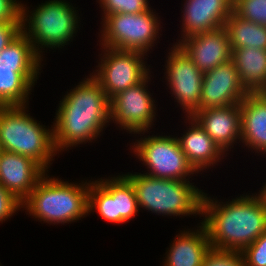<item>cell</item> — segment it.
<instances>
[{"label": "cell", "instance_id": "1", "mask_svg": "<svg viewBox=\"0 0 266 266\" xmlns=\"http://www.w3.org/2000/svg\"><path fill=\"white\" fill-rule=\"evenodd\" d=\"M58 106L51 126L58 154L71 146L96 141L105 125L111 123L110 99L91 75L70 89Z\"/></svg>", "mask_w": 266, "mask_h": 266}, {"label": "cell", "instance_id": "2", "mask_svg": "<svg viewBox=\"0 0 266 266\" xmlns=\"http://www.w3.org/2000/svg\"><path fill=\"white\" fill-rule=\"evenodd\" d=\"M202 216L200 223L216 249L242 252L266 232V210L255 194L218 202L204 193Z\"/></svg>", "mask_w": 266, "mask_h": 266}, {"label": "cell", "instance_id": "3", "mask_svg": "<svg viewBox=\"0 0 266 266\" xmlns=\"http://www.w3.org/2000/svg\"><path fill=\"white\" fill-rule=\"evenodd\" d=\"M90 181L77 184L46 173L23 201L22 208L30 216L47 224H65L81 220L88 215Z\"/></svg>", "mask_w": 266, "mask_h": 266}, {"label": "cell", "instance_id": "4", "mask_svg": "<svg viewBox=\"0 0 266 266\" xmlns=\"http://www.w3.org/2000/svg\"><path fill=\"white\" fill-rule=\"evenodd\" d=\"M124 176L132 183L138 206L162 216L202 215L204 192L189 180H171L130 173Z\"/></svg>", "mask_w": 266, "mask_h": 266}, {"label": "cell", "instance_id": "5", "mask_svg": "<svg viewBox=\"0 0 266 266\" xmlns=\"http://www.w3.org/2000/svg\"><path fill=\"white\" fill-rule=\"evenodd\" d=\"M27 108L28 105L0 106V145L3 151L32 158L48 172L57 154L53 129L40 125Z\"/></svg>", "mask_w": 266, "mask_h": 266}, {"label": "cell", "instance_id": "6", "mask_svg": "<svg viewBox=\"0 0 266 266\" xmlns=\"http://www.w3.org/2000/svg\"><path fill=\"white\" fill-rule=\"evenodd\" d=\"M25 6L23 3L21 32L30 40L42 59L41 52L45 47L62 49L69 41L72 42L80 23L78 10L72 3L66 0H49L31 12Z\"/></svg>", "mask_w": 266, "mask_h": 266}, {"label": "cell", "instance_id": "7", "mask_svg": "<svg viewBox=\"0 0 266 266\" xmlns=\"http://www.w3.org/2000/svg\"><path fill=\"white\" fill-rule=\"evenodd\" d=\"M43 59L21 32L0 52V106H27Z\"/></svg>", "mask_w": 266, "mask_h": 266}, {"label": "cell", "instance_id": "8", "mask_svg": "<svg viewBox=\"0 0 266 266\" xmlns=\"http://www.w3.org/2000/svg\"><path fill=\"white\" fill-rule=\"evenodd\" d=\"M159 18L151 7L139 14L107 15L101 21L103 28L100 30L99 44L103 47L140 51L147 55L159 38V31L162 28Z\"/></svg>", "mask_w": 266, "mask_h": 266}, {"label": "cell", "instance_id": "9", "mask_svg": "<svg viewBox=\"0 0 266 266\" xmlns=\"http://www.w3.org/2000/svg\"><path fill=\"white\" fill-rule=\"evenodd\" d=\"M136 141L132 150L149 169L144 174L161 179L190 180L191 175L197 173L181 150L177 137L149 134Z\"/></svg>", "mask_w": 266, "mask_h": 266}, {"label": "cell", "instance_id": "10", "mask_svg": "<svg viewBox=\"0 0 266 266\" xmlns=\"http://www.w3.org/2000/svg\"><path fill=\"white\" fill-rule=\"evenodd\" d=\"M100 62L90 75L101 85L109 99L142 82L150 69L143 59L145 53L101 46ZM103 54V55H102ZM95 72V73H94Z\"/></svg>", "mask_w": 266, "mask_h": 266}, {"label": "cell", "instance_id": "11", "mask_svg": "<svg viewBox=\"0 0 266 266\" xmlns=\"http://www.w3.org/2000/svg\"><path fill=\"white\" fill-rule=\"evenodd\" d=\"M95 209L108 223L121 224L135 218L140 208L132 183L123 174L90 180L88 214Z\"/></svg>", "mask_w": 266, "mask_h": 266}, {"label": "cell", "instance_id": "12", "mask_svg": "<svg viewBox=\"0 0 266 266\" xmlns=\"http://www.w3.org/2000/svg\"><path fill=\"white\" fill-rule=\"evenodd\" d=\"M150 76L110 99V121L129 134L143 136L152 128L156 118L153 95L148 90ZM147 85V86H146ZM143 134V135H141Z\"/></svg>", "mask_w": 266, "mask_h": 266}, {"label": "cell", "instance_id": "13", "mask_svg": "<svg viewBox=\"0 0 266 266\" xmlns=\"http://www.w3.org/2000/svg\"><path fill=\"white\" fill-rule=\"evenodd\" d=\"M169 50L165 64L167 86L185 115L191 116L200 107L203 73L178 45Z\"/></svg>", "mask_w": 266, "mask_h": 266}, {"label": "cell", "instance_id": "14", "mask_svg": "<svg viewBox=\"0 0 266 266\" xmlns=\"http://www.w3.org/2000/svg\"><path fill=\"white\" fill-rule=\"evenodd\" d=\"M248 93L240 83L232 59L203 73L200 107L197 110L240 104Z\"/></svg>", "mask_w": 266, "mask_h": 266}, {"label": "cell", "instance_id": "15", "mask_svg": "<svg viewBox=\"0 0 266 266\" xmlns=\"http://www.w3.org/2000/svg\"><path fill=\"white\" fill-rule=\"evenodd\" d=\"M202 72H208L231 59L232 51L224 26L189 36L177 44Z\"/></svg>", "mask_w": 266, "mask_h": 266}, {"label": "cell", "instance_id": "16", "mask_svg": "<svg viewBox=\"0 0 266 266\" xmlns=\"http://www.w3.org/2000/svg\"><path fill=\"white\" fill-rule=\"evenodd\" d=\"M182 11V39L218 29L232 13L233 0H186Z\"/></svg>", "mask_w": 266, "mask_h": 266}, {"label": "cell", "instance_id": "17", "mask_svg": "<svg viewBox=\"0 0 266 266\" xmlns=\"http://www.w3.org/2000/svg\"><path fill=\"white\" fill-rule=\"evenodd\" d=\"M46 173L28 156L3 151L0 157V183L22 202Z\"/></svg>", "mask_w": 266, "mask_h": 266}, {"label": "cell", "instance_id": "18", "mask_svg": "<svg viewBox=\"0 0 266 266\" xmlns=\"http://www.w3.org/2000/svg\"><path fill=\"white\" fill-rule=\"evenodd\" d=\"M191 116L224 152L241 141L240 104L196 110Z\"/></svg>", "mask_w": 266, "mask_h": 266}, {"label": "cell", "instance_id": "19", "mask_svg": "<svg viewBox=\"0 0 266 266\" xmlns=\"http://www.w3.org/2000/svg\"><path fill=\"white\" fill-rule=\"evenodd\" d=\"M186 118L191 126L177 139L189 164L198 174L220 162L226 154L192 116Z\"/></svg>", "mask_w": 266, "mask_h": 266}, {"label": "cell", "instance_id": "20", "mask_svg": "<svg viewBox=\"0 0 266 266\" xmlns=\"http://www.w3.org/2000/svg\"><path fill=\"white\" fill-rule=\"evenodd\" d=\"M240 111L241 142L255 154H266V93L247 94Z\"/></svg>", "mask_w": 266, "mask_h": 266}, {"label": "cell", "instance_id": "21", "mask_svg": "<svg viewBox=\"0 0 266 266\" xmlns=\"http://www.w3.org/2000/svg\"><path fill=\"white\" fill-rule=\"evenodd\" d=\"M198 226L196 230H183L175 236L163 266H202L212 246L205 226L202 223Z\"/></svg>", "mask_w": 266, "mask_h": 266}, {"label": "cell", "instance_id": "22", "mask_svg": "<svg viewBox=\"0 0 266 266\" xmlns=\"http://www.w3.org/2000/svg\"><path fill=\"white\" fill-rule=\"evenodd\" d=\"M240 83L249 93H266V50L255 47L231 49Z\"/></svg>", "mask_w": 266, "mask_h": 266}, {"label": "cell", "instance_id": "23", "mask_svg": "<svg viewBox=\"0 0 266 266\" xmlns=\"http://www.w3.org/2000/svg\"><path fill=\"white\" fill-rule=\"evenodd\" d=\"M231 49L255 47L266 50V26L256 24L233 12L224 25Z\"/></svg>", "mask_w": 266, "mask_h": 266}, {"label": "cell", "instance_id": "24", "mask_svg": "<svg viewBox=\"0 0 266 266\" xmlns=\"http://www.w3.org/2000/svg\"><path fill=\"white\" fill-rule=\"evenodd\" d=\"M232 12L240 18L266 26V0H233Z\"/></svg>", "mask_w": 266, "mask_h": 266}, {"label": "cell", "instance_id": "25", "mask_svg": "<svg viewBox=\"0 0 266 266\" xmlns=\"http://www.w3.org/2000/svg\"><path fill=\"white\" fill-rule=\"evenodd\" d=\"M104 12L101 20L114 13L139 14L150 8L148 0H98Z\"/></svg>", "mask_w": 266, "mask_h": 266}, {"label": "cell", "instance_id": "26", "mask_svg": "<svg viewBox=\"0 0 266 266\" xmlns=\"http://www.w3.org/2000/svg\"><path fill=\"white\" fill-rule=\"evenodd\" d=\"M202 266H245V262L241 251L212 247L205 256Z\"/></svg>", "mask_w": 266, "mask_h": 266}, {"label": "cell", "instance_id": "27", "mask_svg": "<svg viewBox=\"0 0 266 266\" xmlns=\"http://www.w3.org/2000/svg\"><path fill=\"white\" fill-rule=\"evenodd\" d=\"M245 266H266V232L242 251Z\"/></svg>", "mask_w": 266, "mask_h": 266}, {"label": "cell", "instance_id": "28", "mask_svg": "<svg viewBox=\"0 0 266 266\" xmlns=\"http://www.w3.org/2000/svg\"><path fill=\"white\" fill-rule=\"evenodd\" d=\"M23 202L20 201L13 193L9 192L0 183V222L3 223L9 219L18 210H21Z\"/></svg>", "mask_w": 266, "mask_h": 266}, {"label": "cell", "instance_id": "29", "mask_svg": "<svg viewBox=\"0 0 266 266\" xmlns=\"http://www.w3.org/2000/svg\"><path fill=\"white\" fill-rule=\"evenodd\" d=\"M22 3L19 0H0V22L21 23Z\"/></svg>", "mask_w": 266, "mask_h": 266}, {"label": "cell", "instance_id": "30", "mask_svg": "<svg viewBox=\"0 0 266 266\" xmlns=\"http://www.w3.org/2000/svg\"><path fill=\"white\" fill-rule=\"evenodd\" d=\"M21 33V23L0 22V52Z\"/></svg>", "mask_w": 266, "mask_h": 266}, {"label": "cell", "instance_id": "31", "mask_svg": "<svg viewBox=\"0 0 266 266\" xmlns=\"http://www.w3.org/2000/svg\"><path fill=\"white\" fill-rule=\"evenodd\" d=\"M262 187H263L261 188L262 190L259 191L258 194H256V196L260 199V201L263 204L264 209L266 210V183Z\"/></svg>", "mask_w": 266, "mask_h": 266}, {"label": "cell", "instance_id": "32", "mask_svg": "<svg viewBox=\"0 0 266 266\" xmlns=\"http://www.w3.org/2000/svg\"><path fill=\"white\" fill-rule=\"evenodd\" d=\"M2 153H3V149H2V146L0 145V157H1Z\"/></svg>", "mask_w": 266, "mask_h": 266}]
</instances>
